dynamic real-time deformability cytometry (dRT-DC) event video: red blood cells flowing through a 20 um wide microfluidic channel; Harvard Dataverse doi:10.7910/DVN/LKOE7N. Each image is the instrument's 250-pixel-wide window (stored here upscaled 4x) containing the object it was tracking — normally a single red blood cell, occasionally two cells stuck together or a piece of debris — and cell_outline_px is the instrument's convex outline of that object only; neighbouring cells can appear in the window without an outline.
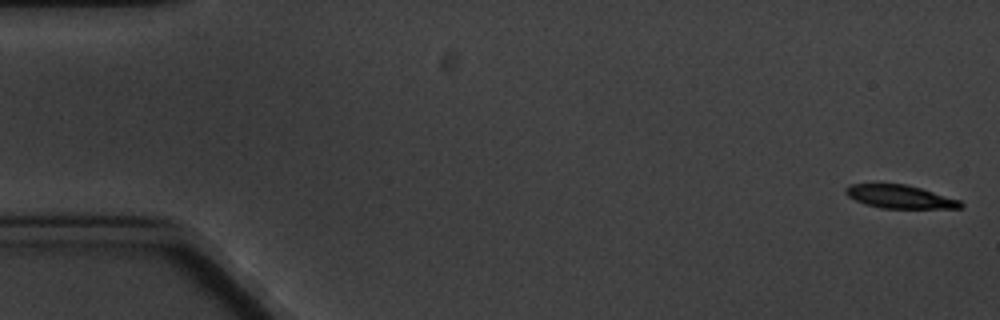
{"species": "common noctule bat (a hibernating species)", "species_latin": "Nyctalus noctula", "temperature_condition": "cold", "stored_images_in_passage": 5, "camera_frame_rate_fps": 3000, "um_per_image_px": 0.085, "animal": {"sex": "male", "body_mass_g": 20.1, "forearm_length_mm": 53.5}, "frame": {"image": 1, "passage_image": 1, "time_ms": 0.0, "image_size_px": [1000, 320], "cell_outline_px": [[964, 208], [880, 208], [856, 200], [848, 196], [844, 192], [844, 188], [848, 184], [908, 184], [960, 200], [964, 204]], "centroid_in_image_um": [76.5, 16.71], "position_along_channel_um": 8.5, "area_um2": 15.55}}
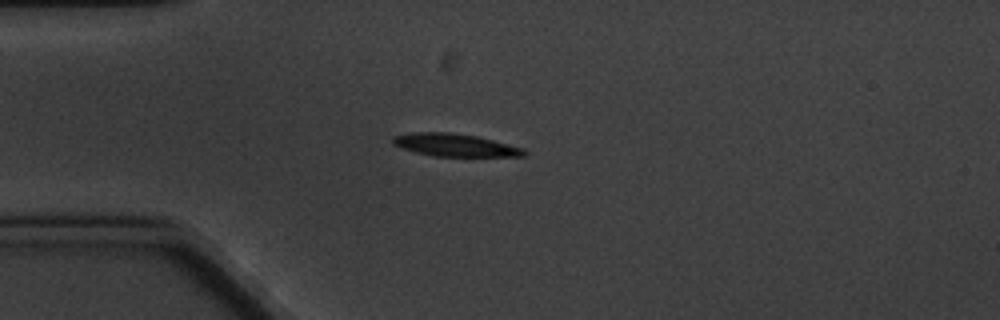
{"frame": {"image": 2, "passage_image": 5, "time_ms": 4.667, "image_size_px": [1000, 320], "cell_outline_px": [[528, 152], [524, 156], [432, 156], [400, 148], [392, 144], [392, 136], [412, 132], [448, 132], [476, 136], [524, 148]], "centroid_in_image_um": [38.63, 12.33], "position_along_channel_um": 46.4, "area_um2": 17.34}}